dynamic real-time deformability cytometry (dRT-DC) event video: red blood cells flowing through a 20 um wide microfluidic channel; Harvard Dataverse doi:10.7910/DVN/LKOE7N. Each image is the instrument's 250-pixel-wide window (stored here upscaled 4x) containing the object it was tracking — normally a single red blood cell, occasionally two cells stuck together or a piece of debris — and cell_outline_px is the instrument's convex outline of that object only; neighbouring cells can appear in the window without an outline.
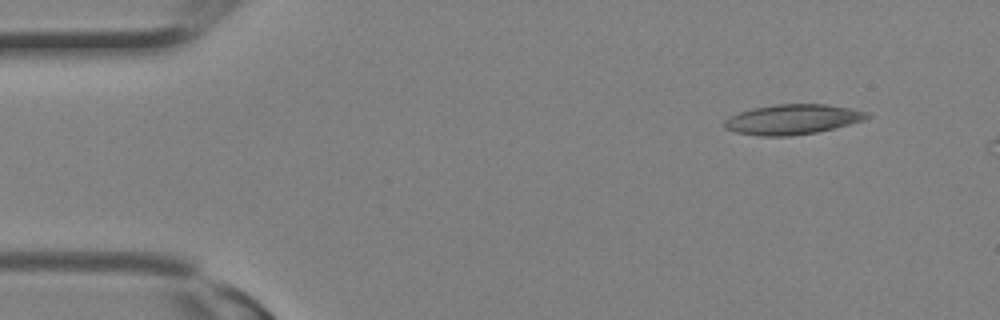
{"species": "Egyptian fruit bat (a non-hibernating species)", "species_latin": "Rousettus aegyptiacus", "temperature_condition": "room temperature", "stored_images_in_passage": 5, "camera_frame_rate_fps": 3000, "um_per_image_px": 0.085, "animal": {"sex": "female"}, "frame": {"image": 1, "passage_image": 1, "time_ms": 0.0, "image_size_px": [1000, 320], "cell_outline_px": [[872, 116], [864, 120], [816, 132], [792, 136], [760, 136], [736, 132], [724, 128], [724, 120], [728, 116], [752, 108], [776, 104], [828, 104], [868, 112]], "centroid_in_image_um": [67.33, 10.14], "position_along_channel_um": 17.7, "area_um2": 24.91}}